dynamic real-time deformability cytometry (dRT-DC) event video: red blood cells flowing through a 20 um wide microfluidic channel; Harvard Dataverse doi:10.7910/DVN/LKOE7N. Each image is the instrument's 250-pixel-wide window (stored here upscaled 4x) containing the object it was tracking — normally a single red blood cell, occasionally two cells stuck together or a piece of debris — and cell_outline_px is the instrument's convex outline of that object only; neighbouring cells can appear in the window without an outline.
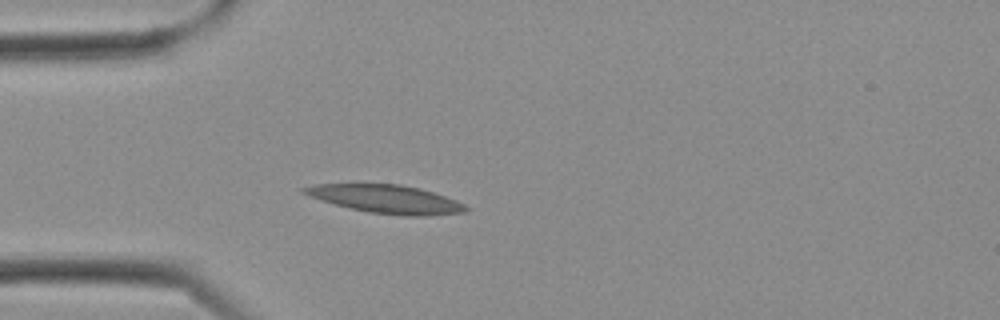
{"species": "Egyptian fruit bat (a non-hibernating species)", "species_latin": "Rousettus aegyptiacus", "temperature_condition": "cold", "stored_images_in_passage": 7, "camera_frame_rate_fps": 3000, "um_per_image_px": 0.085, "frame": {"image": 1, "passage_image": 1, "time_ms": 0.0, "image_size_px": [1000, 320], "cell_outline_px": [[468, 208], [464, 212], [428, 216], [404, 216], [368, 212], [320, 200], [300, 192], [300, 188], [312, 184], [400, 184], [420, 188], [456, 200], [464, 204]], "centroid_in_image_um": [32.79, 16.92], "position_along_channel_um": 52.2, "area_um2": 26.53}}
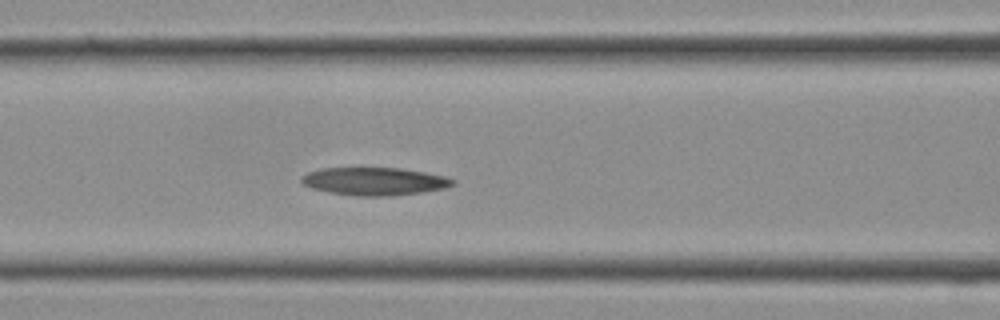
{"frame": {"image": 2, "passage_image": 5, "time_ms": 1.333, "image_size_px": [1000, 320], "cell_outline_px": [[456, 184], [444, 188], [424, 192], [392, 196], [360, 196], [328, 192], [312, 188], [304, 184], [300, 180], [300, 176], [308, 172], [320, 168], [400, 168], [424, 172], [444, 176], [456, 180]], "centroid_in_image_um": [31.83, 15.41], "position_along_channel_um": 134.8, "area_um2": 24.62}}
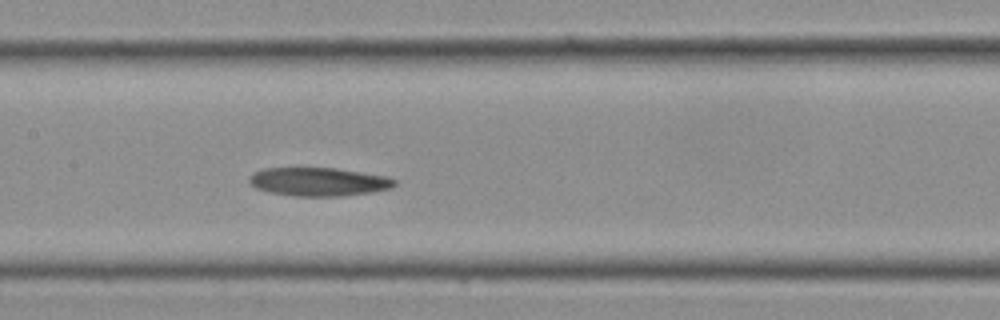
{"frame": {"image": 3, "passage_image": 7, "time_ms": 2.0, "image_size_px": [1000, 320], "cell_outline_px": [[396, 184], [392, 188], [372, 192], [344, 196], [292, 196], [272, 192], [256, 188], [248, 180], [256, 172], [264, 168], [336, 168], [388, 176], [396, 180]], "centroid_in_image_um": [27.15, 15.45], "position_along_channel_um": 180.2, "area_um2": 24.04}}